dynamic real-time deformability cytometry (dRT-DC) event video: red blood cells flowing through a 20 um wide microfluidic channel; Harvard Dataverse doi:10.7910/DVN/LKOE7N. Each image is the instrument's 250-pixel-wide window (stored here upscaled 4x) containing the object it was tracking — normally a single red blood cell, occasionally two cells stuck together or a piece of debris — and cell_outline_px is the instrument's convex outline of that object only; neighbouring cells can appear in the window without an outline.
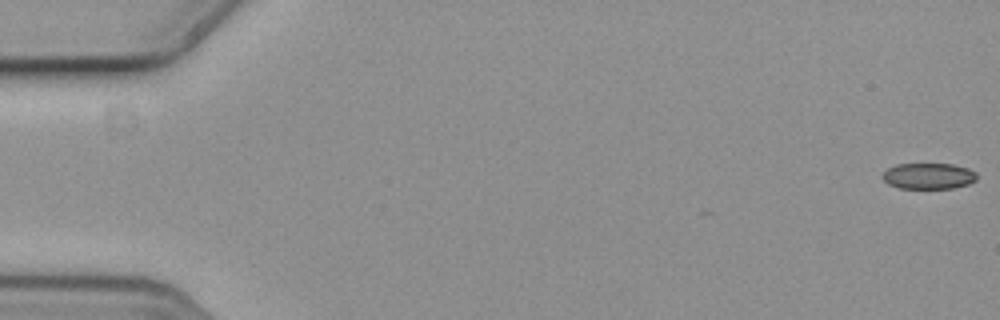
{"species": "common noctule bat (a hibernating species)", "species_latin": "Nyctalus noctula", "temperature_condition": "cold", "stored_images_in_passage": 7, "camera_frame_rate_fps": 3000, "um_per_image_px": 0.085, "animal": {"sex": "female", "body_mass_g": 19.3, "forearm_length_mm": 54.1}, "frame": {"image": 1, "passage_image": 1, "time_ms": 0.0, "image_size_px": [1000, 320], "cell_outline_px": [[976, 180], [968, 184], [952, 188], [900, 188], [888, 184], [880, 176], [888, 168], [896, 164], [952, 164], [968, 168], [976, 172]], "centroid_in_image_um": [78.91, 14.96], "position_along_channel_um": 6.1, "area_um2": 14.28}}
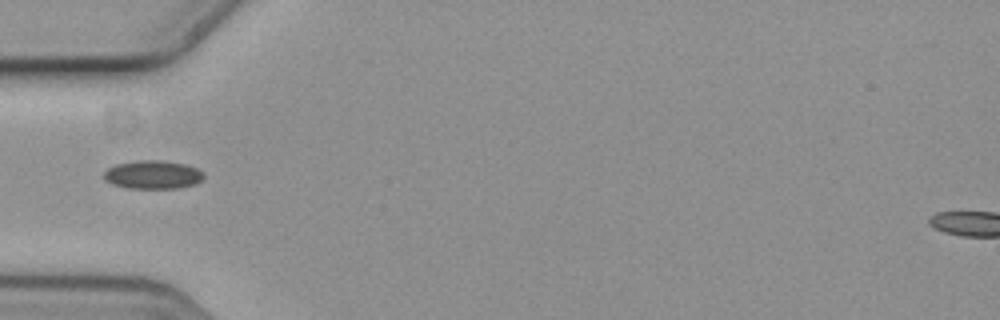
{"frame": {"image": 2, "passage_image": 6, "time_ms": 1.667, "image_size_px": [1000, 320], "cell_outline_px": [[204, 176], [200, 180], [192, 184], [176, 188], [128, 188], [112, 184], [104, 180], [104, 172], [108, 168], [116, 164], [140, 160], [160, 160], [184, 164], [196, 168]], "centroid_in_image_um": [12.93, 14.84], "position_along_channel_um": 72.1, "area_um2": 16.24}}
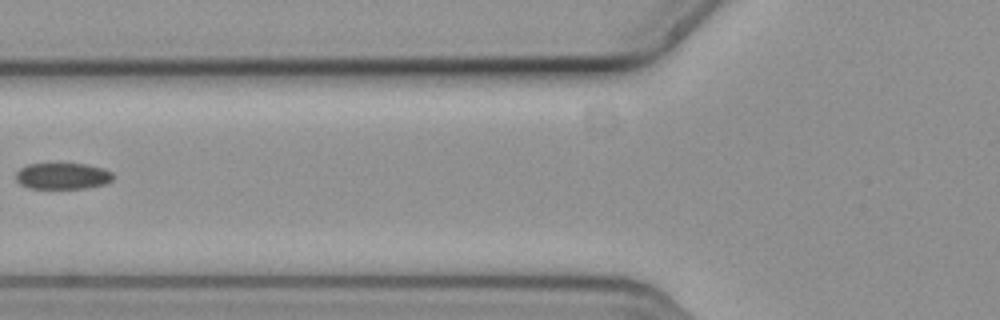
{"frame": {"image": 3, "passage_image": 7, "time_ms": 2.0, "image_size_px": [1000, 320], "cell_outline_px": [[116, 176], [112, 180], [104, 184], [84, 188], [28, 188], [20, 184], [16, 180], [16, 172], [20, 168], [28, 164], [88, 164], [104, 168], [112, 172]], "centroid_in_image_um": [5.34, 14.96], "position_along_channel_um": 120.5, "area_um2": 14.97}}